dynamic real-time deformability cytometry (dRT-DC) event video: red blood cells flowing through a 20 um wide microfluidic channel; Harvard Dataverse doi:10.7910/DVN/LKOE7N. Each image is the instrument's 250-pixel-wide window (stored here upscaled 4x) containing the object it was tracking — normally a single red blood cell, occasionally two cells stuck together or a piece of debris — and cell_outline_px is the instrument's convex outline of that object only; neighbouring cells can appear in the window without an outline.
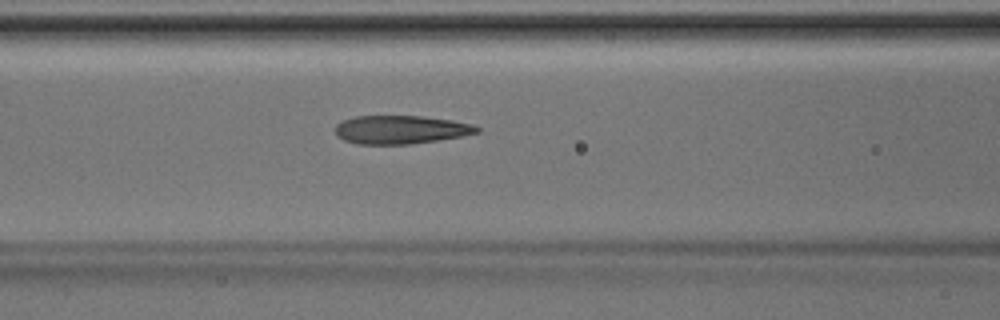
{"species": "Egyptian fruit bat (a non-hibernating species)", "species_latin": "Rousettus aegyptiacus", "temperature_condition": "room temperature", "stored_images_in_passage": 17, "camera_frame_rate_fps": 3000, "um_per_image_px": 0.085, "animal": {"sex": "male"}, "frame": {"image": 1, "passage_image": 7, "time_ms": 2.0, "image_size_px": [1000, 320], "cell_outline_px": [[480, 132], [460, 136], [412, 144], [360, 144], [344, 140], [336, 136], [336, 124], [344, 120], [356, 116], [420, 116], [452, 120], [472, 124], [480, 128]], "centroid_in_image_um": [34.05, 11.02], "position_along_channel_um": 132.5, "area_um2": 23.29}}
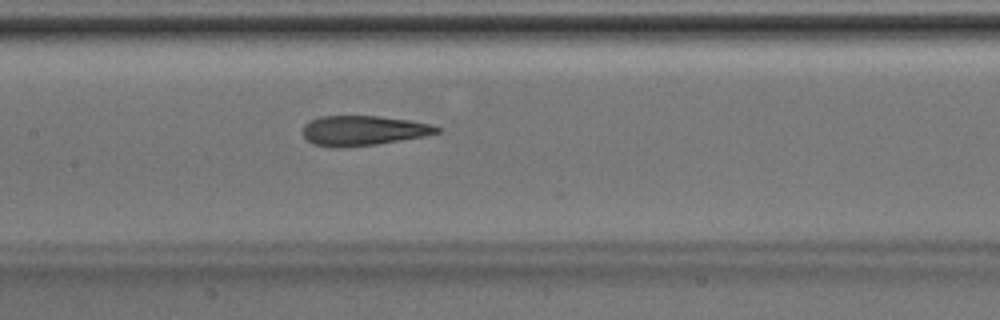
{"frame": {"image": 2, "passage_image": 10, "time_ms": 3.0, "image_size_px": [1000, 320], "cell_outline_px": [[440, 132], [424, 136], [376, 144], [340, 148], [332, 148], [312, 144], [304, 136], [304, 124], [308, 120], [320, 116], [380, 116], [408, 120], [428, 124], [440, 128]], "centroid_in_image_um": [30.81, 11.1], "position_along_channel_um": 176.6, "area_um2": 23.29}}